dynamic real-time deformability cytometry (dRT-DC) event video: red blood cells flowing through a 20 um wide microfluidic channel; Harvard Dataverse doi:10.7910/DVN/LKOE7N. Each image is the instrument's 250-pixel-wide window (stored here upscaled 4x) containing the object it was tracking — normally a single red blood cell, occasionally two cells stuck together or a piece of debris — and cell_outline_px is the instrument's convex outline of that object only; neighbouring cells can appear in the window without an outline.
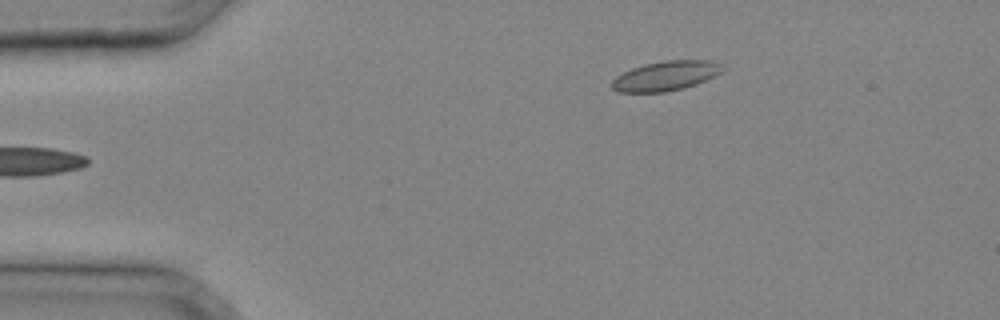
{"species": "common noctule bat (a hibernating species)", "species_latin": "Nyctalus noctula", "temperature_condition": "cold", "stored_images_in_passage": 26, "camera_frame_rate_fps": 3000, "um_per_image_px": 0.085, "animal": {"sex": "male", "body_mass_g": 20.4}, "frame": {"image": 1, "passage_image": 1, "time_ms": 0.0, "image_size_px": [1000, 320], "cell_outline_px": [[724, 68], [720, 72], [696, 84], [684, 88], [664, 92], [616, 92], [612, 88], [612, 80], [616, 76], [632, 68], [644, 64], [664, 60], [712, 60], [720, 64]], "centroid_in_image_um": [56.55, 6.44], "position_along_channel_um": 28.4, "area_um2": 18.96}}
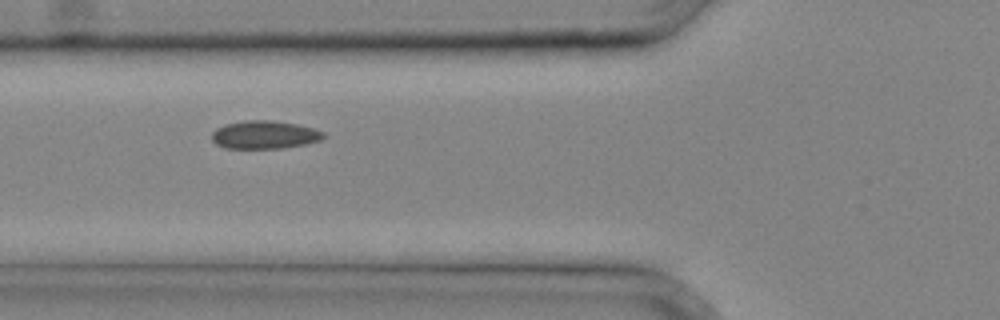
{"frame": {"image": 2, "passage_image": 8, "time_ms": 2.333, "image_size_px": [1000, 320], "cell_outline_px": [[328, 136], [320, 140], [304, 144], [284, 148], [224, 148], [216, 144], [212, 140], [212, 132], [216, 128], [224, 124], [244, 120], [272, 120], [296, 124], [312, 128], [324, 132]], "centroid_in_image_um": [22.47, 11.45], "position_along_channel_um": 103.3, "area_um2": 18.38}}
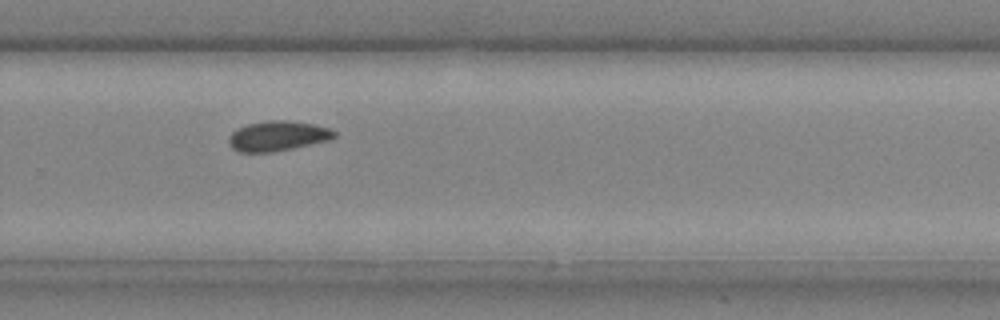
{"frame": {"image": 3, "passage_image": 19, "time_ms": 6.0, "image_size_px": [1000, 320], "cell_outline_px": [[336, 136], [328, 140], [292, 148], [272, 152], [240, 152], [232, 148], [228, 140], [228, 136], [236, 128], [248, 124], [268, 120], [288, 120], [312, 124], [332, 128], [336, 132]], "centroid_in_image_um": [23.59, 11.55], "position_along_channel_um": 306.2, "area_um2": 18.44}}